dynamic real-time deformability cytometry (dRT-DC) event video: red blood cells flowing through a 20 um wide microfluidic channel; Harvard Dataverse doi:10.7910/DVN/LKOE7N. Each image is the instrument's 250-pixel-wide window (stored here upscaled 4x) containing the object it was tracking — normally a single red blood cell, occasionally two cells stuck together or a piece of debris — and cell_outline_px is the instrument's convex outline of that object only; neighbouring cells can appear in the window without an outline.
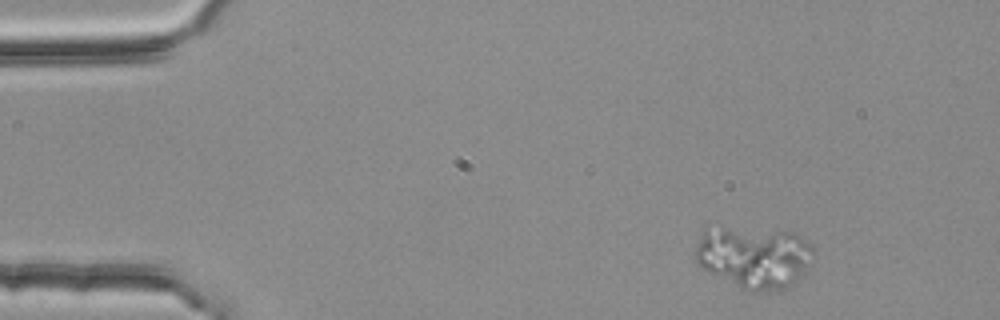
{"species": "common noctule bat (a hibernating species)", "species_latin": "Nyctalus noctula", "temperature_condition": "room temperature", "stored_images_in_passage": 3, "segment_of_instrument_passage": [1, 2], "camera_frame_rate_fps": 3000, "um_per_image_px": 0.085, "animal": {"sex": "female", "body_mass_g": 25.1}, "frame": {"image": 1, "passage_image": 1, "time_ms": 0.0, "image_size_px": [1000, 320], "cell_outline_px": [[812, 252], [804, 272], [792, 284], [784, 288], [764, 292], [748, 292], [700, 268], [696, 260], [696, 248], [704, 228], [792, 232], [800, 236], [804, 240]], "centroid_in_image_um": [64.03, 21.9], "position_along_channel_um": 21.0, "area_um2": 41.56}}